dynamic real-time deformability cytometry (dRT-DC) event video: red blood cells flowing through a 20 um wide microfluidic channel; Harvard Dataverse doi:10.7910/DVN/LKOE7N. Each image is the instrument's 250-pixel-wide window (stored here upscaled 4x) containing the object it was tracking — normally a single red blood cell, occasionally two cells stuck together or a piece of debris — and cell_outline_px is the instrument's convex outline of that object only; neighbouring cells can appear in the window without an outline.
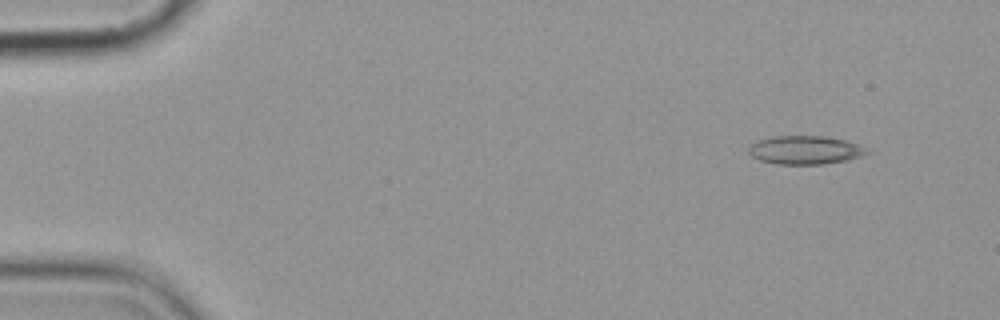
{"species": "common noctule bat (a hibernating species)", "species_latin": "Nyctalus noctula", "temperature_condition": "cold", "stored_images_in_passage": 4, "camera_frame_rate_fps": 3000, "um_per_image_px": 0.085, "animal": {"sex": "female", "body_mass_g": 19.9}, "frame": {"image": 1, "passage_image": 1, "time_ms": 0.0, "image_size_px": [1000, 320], "cell_outline_px": [[872, 152], [848, 160], [820, 164], [776, 164], [760, 160], [752, 156], [748, 152], [748, 148], [756, 140], [772, 136], [824, 136], [848, 140]], "centroid_in_image_um": [68.42, 12.74], "position_along_channel_um": 16.6, "area_um2": 19.65}}